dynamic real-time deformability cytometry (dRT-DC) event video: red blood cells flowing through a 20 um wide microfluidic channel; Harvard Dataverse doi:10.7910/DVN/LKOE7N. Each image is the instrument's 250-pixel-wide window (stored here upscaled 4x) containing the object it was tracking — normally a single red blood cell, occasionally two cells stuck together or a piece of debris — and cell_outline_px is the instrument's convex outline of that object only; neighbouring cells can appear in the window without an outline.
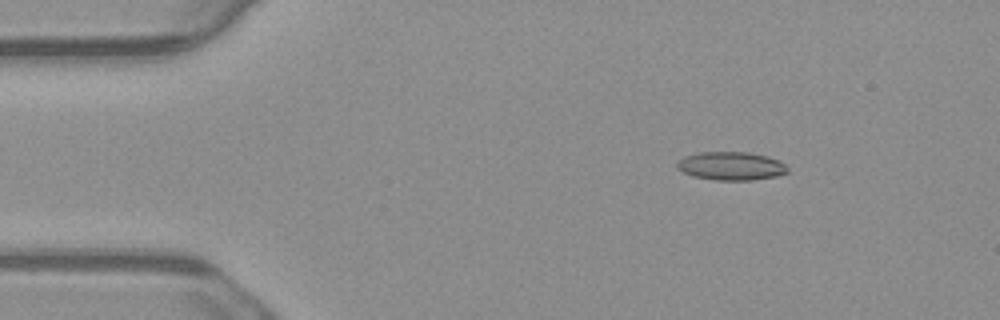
{"species": "common noctule bat (a hibernating species)", "species_latin": "Nyctalus noctula", "temperature_condition": "warm", "stored_images_in_passage": 55, "camera_frame_rate_fps": 3000, "um_per_image_px": 0.085, "animal": {"sex": "male", "body_mass_g": 23.1, "forearm_length_mm": 52.7}, "frame": {"image": 1, "passage_image": 8, "time_ms": 2.333, "image_size_px": [1000, 320], "cell_outline_px": [[788, 172], [776, 176], [752, 180], [716, 180], [692, 176], [676, 168], [676, 164], [684, 156], [700, 152], [748, 152], [768, 156], [784, 164], [788, 168]], "centroid_in_image_um": [62.13, 14.11], "position_along_channel_um": 22.9, "area_um2": 18.21}}
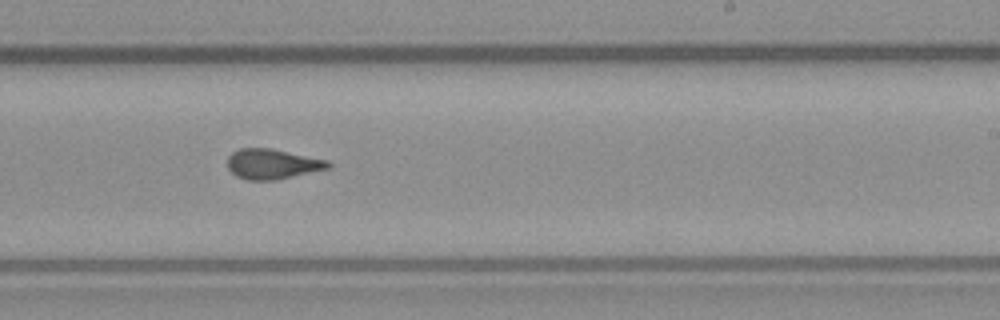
{"frame": {"image": 2, "passage_image": 33, "time_ms": 10.667, "image_size_px": [1000, 320], "cell_outline_px": [[332, 164], [328, 168], [276, 180], [248, 180], [236, 176], [228, 168], [228, 156], [232, 152], [240, 148], [272, 148], [328, 160]], "centroid_in_image_um": [23.14, 13.93], "position_along_channel_um": 265.9, "area_um2": 17.63}}
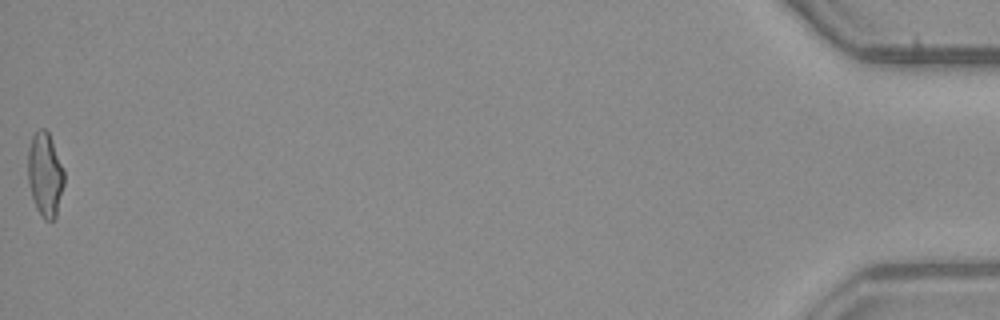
{"frame": {"image": 3, "passage_image": 55, "time_ms": 18.0, "image_size_px": [1000, 320], "cell_outline_px": [[64, 184], [56, 216], [52, 220], [44, 220], [36, 208], [28, 184], [28, 148], [32, 136], [40, 128], [44, 128], [48, 132], [52, 140], [64, 172]], "centroid_in_image_um": [3.82, 14.84], "position_along_channel_um": 431.4, "area_um2": 17.63}, "authors_computed_cell_mechanics": {"area_um2": 17.629, "velocity_mm_per_s": 3.7547, "shape_relaxation_time_tau1_ms": null, "shape_relaxation_time_tau2_ms": 2.1773, "deformation_change_tau1": null, "deformation_change_tau2": 0.0997}}